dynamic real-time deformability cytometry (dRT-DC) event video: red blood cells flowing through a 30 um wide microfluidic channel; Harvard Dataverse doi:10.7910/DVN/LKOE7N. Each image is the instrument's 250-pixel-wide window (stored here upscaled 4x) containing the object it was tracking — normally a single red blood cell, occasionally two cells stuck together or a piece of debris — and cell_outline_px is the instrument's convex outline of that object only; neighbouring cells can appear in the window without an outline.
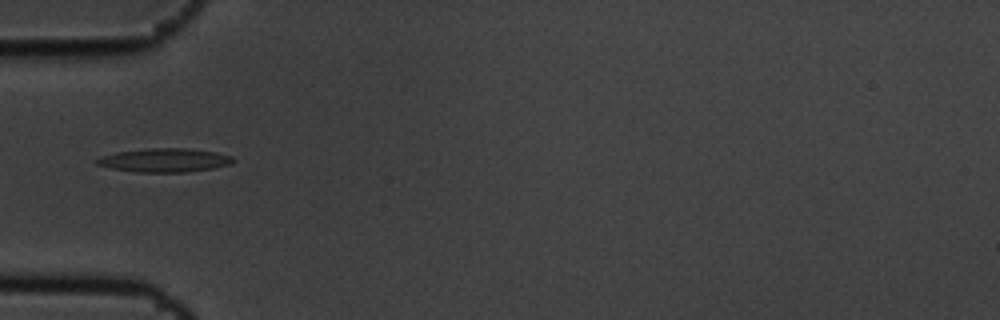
{"species": "common noctule bat (a hibernating species)", "species_latin": "Nyctalus noctula", "temperature_condition": "cold", "stored_images_in_passage": 8, "camera_frame_rate_fps": 3000, "um_per_image_px": 0.085, "animal": {"sex": "male", "body_mass_g": 19.5, "forearm_length_mm": 54.6}, "frame": {"image": 1, "passage_image": 6, "time_ms": 1.667, "image_size_px": [1000, 320], "cell_outline_px": [[236, 160], [232, 164], [212, 168], [184, 172], [136, 172], [112, 168], [96, 164], [96, 160], [100, 156], [116, 152], [148, 148], [188, 148], [216, 152], [232, 156]], "centroid_in_image_um": [14.01, 13.61], "position_along_channel_um": 71.0, "area_um2": 18.84}}
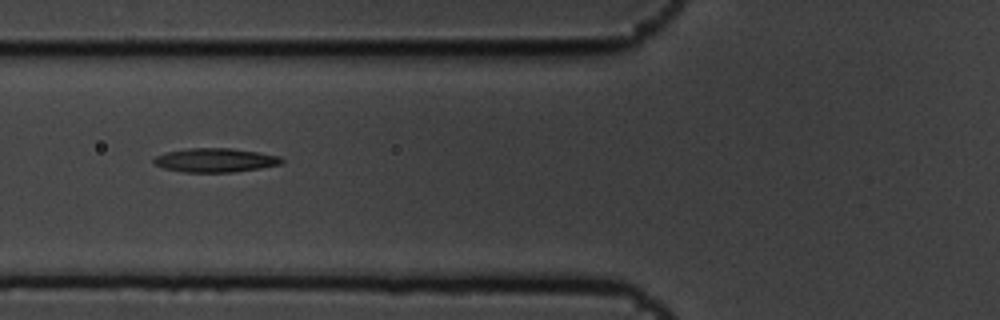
{"frame": {"image": 2, "passage_image": 7, "time_ms": 2.0, "image_size_px": [1000, 320], "cell_outline_px": [[284, 160], [280, 164], [260, 168], [232, 172], [184, 172], [164, 168], [152, 164], [152, 160], [156, 156], [164, 152], [188, 148], [232, 148], [280, 156]], "centroid_in_image_um": [18.24, 13.61], "position_along_channel_um": 107.6, "area_um2": 17.86}}
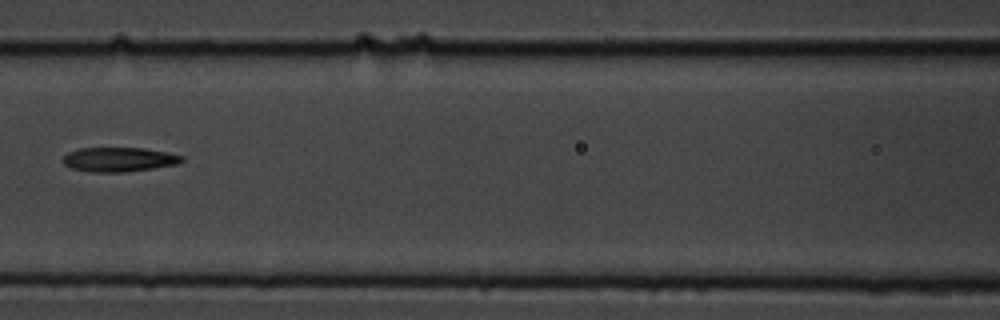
{"frame": {"image": 3, "passage_image": 8, "time_ms": 2.333, "image_size_px": [1000, 320], "cell_outline_px": [[184, 160], [176, 164], [152, 168], [124, 172], [92, 172], [72, 168], [64, 164], [60, 160], [68, 152], [80, 148], [144, 148], [184, 156]], "centroid_in_image_um": [10.07, 13.55], "position_along_channel_um": 156.5, "area_um2": 16.76}}